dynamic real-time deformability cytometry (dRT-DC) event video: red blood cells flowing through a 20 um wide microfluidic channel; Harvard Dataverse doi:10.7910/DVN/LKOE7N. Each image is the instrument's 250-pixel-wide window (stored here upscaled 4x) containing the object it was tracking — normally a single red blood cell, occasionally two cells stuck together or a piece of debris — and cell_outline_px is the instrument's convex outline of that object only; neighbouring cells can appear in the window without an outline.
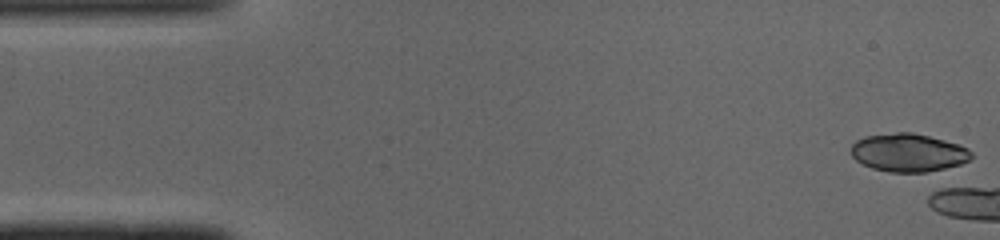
{"species": "common noctule bat (a hibernating species)", "species_latin": "Nyctalus noctula", "temperature_condition": "cold", "stored_images_in_passage": 5, "camera_frame_rate_fps": 3000, "um_per_image_px": 0.085, "animal": {"sex": "male", "body_mass_g": 19.0, "forearm_length_mm": 50.8}, "frame": {"image": 1, "passage_image": 1, "time_ms": 0.0, "image_size_px": [1000, 240], "cell_outline_px": [[972, 156], [968, 160], [960, 164], [928, 172], [888, 172], [872, 168], [856, 160], [852, 156], [852, 144], [856, 140], [864, 136], [896, 132], [912, 132], [960, 144], [968, 148], [972, 152]], "centroid_in_image_um": [77.21, 12.97], "position_along_channel_um": 7.8, "area_um2": 26.7}}